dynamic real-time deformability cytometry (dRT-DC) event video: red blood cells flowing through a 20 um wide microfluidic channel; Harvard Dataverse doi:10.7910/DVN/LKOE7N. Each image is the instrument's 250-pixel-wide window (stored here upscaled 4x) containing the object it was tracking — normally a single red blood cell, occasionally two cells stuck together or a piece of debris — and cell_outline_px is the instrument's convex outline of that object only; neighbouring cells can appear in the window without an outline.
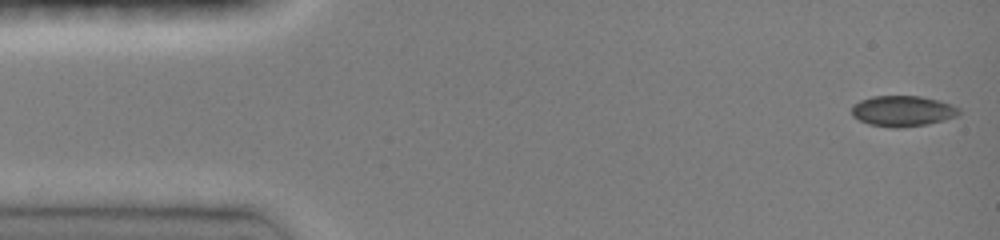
{"species": "common noctule bat (a hibernating species)", "species_latin": "Nyctalus noctula", "temperature_condition": "room temperature", "stored_images_in_passage": 31, "camera_frame_rate_fps": 3000, "um_per_image_px": 0.085, "animal": {"sex": "female", "body_mass_g": 19.0, "forearm_length_mm": 51.5}, "frame": {"image": 1, "passage_image": 1, "time_ms": 0.0, "image_size_px": [1000, 240], "cell_outline_px": [[960, 112], [956, 116], [944, 120], [928, 124], [900, 128], [892, 128], [868, 124], [852, 116], [852, 104], [860, 100], [872, 96], [920, 96], [940, 100], [952, 104], [960, 108]], "centroid_in_image_um": [76.72, 9.43], "position_along_channel_um": 8.3, "area_um2": 19.42}}
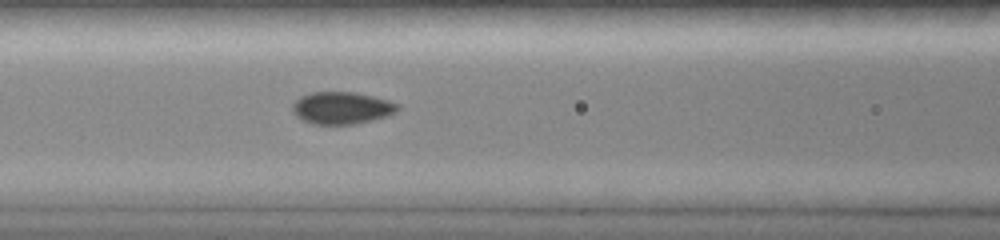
{"frame": {"image": 2, "passage_image": 19, "time_ms": 6.0, "image_size_px": [1000, 240], "cell_outline_px": [[400, 108], [396, 112], [388, 116], [356, 124], [312, 124], [296, 116], [292, 112], [292, 104], [300, 96], [312, 92], [356, 92], [388, 100], [400, 104]], "centroid_in_image_um": [29.06, 9.17], "position_along_channel_um": 137.5, "area_um2": 19.88}}
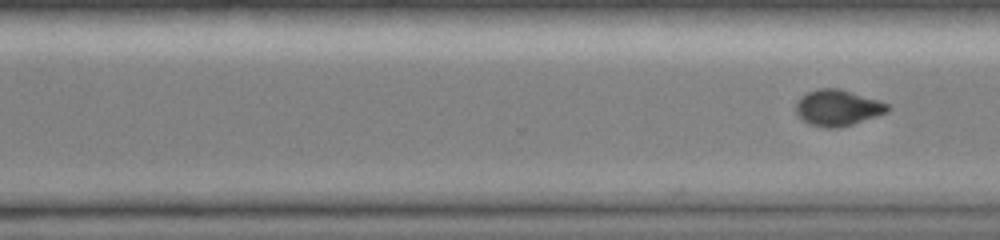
{"frame": {"image": 3, "passage_image": 31, "time_ms": 10.0, "image_size_px": [1000, 240], "cell_outline_px": [[888, 112], [852, 124], [836, 128], [824, 128], [808, 124], [796, 112], [796, 100], [800, 96], [816, 88], [840, 88], [888, 104]], "centroid_in_image_um": [71.15, 9.16], "position_along_channel_um": 299.4, "area_um2": 19.13}}